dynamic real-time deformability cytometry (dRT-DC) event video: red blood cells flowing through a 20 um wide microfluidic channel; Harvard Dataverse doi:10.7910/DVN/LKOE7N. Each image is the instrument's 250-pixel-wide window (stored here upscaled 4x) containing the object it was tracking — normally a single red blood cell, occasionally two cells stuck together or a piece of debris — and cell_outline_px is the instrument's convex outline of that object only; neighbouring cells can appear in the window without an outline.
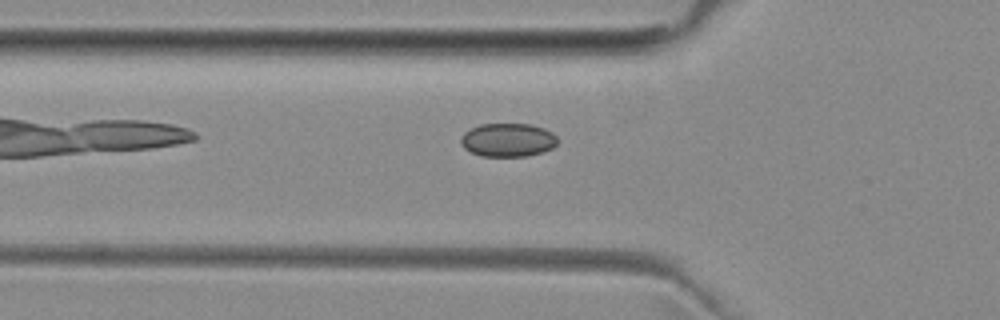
{"species": "common noctule bat (a hibernating species)", "species_latin": "Nyctalus noctula", "temperature_condition": "room temperature", "stored_images_in_passage": 5, "camera_frame_rate_fps": 3000, "um_per_image_px": 0.085, "animal": {"sex": "female", "body_mass_g": 29.2, "forearm_length_mm": 56.3}, "frame": {"image": 1, "passage_image": 5, "time_ms": 5.0, "image_size_px": [1000, 320], "cell_outline_px": [[556, 144], [552, 148], [544, 152], [528, 156], [480, 156], [464, 148], [460, 144], [460, 136], [464, 132], [480, 124], [532, 124], [544, 128], [552, 132], [556, 136]], "centroid_in_image_um": [43.16, 11.9], "position_along_channel_um": 82.6, "area_um2": 19.02}}